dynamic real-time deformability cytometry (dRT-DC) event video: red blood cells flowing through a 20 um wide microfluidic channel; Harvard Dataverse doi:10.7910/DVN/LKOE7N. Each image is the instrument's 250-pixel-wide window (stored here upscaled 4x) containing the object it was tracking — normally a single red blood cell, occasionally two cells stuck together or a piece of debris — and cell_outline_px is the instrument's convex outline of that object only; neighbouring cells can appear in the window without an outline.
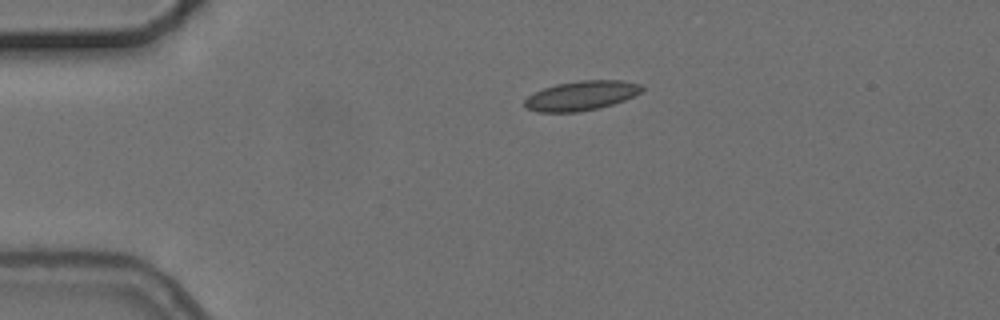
{"species": "common noctule bat (a hibernating species)", "species_latin": "Nyctalus noctula", "temperature_condition": "cold", "stored_images_in_passage": 2, "camera_frame_rate_fps": 3000, "um_per_image_px": 0.085, "animal": {"sex": "female", "body_mass_g": 24.6, "forearm_length_mm": 56.2}, "frame": {"image": 1, "passage_image": 1, "time_ms": 0.0, "image_size_px": [1000, 320], "cell_outline_px": [[644, 88], [640, 92], [624, 100], [600, 108], [576, 112], [540, 112], [524, 108], [524, 100], [528, 96], [544, 88], [556, 84], [580, 80], [620, 80], [640, 84]], "centroid_in_image_um": [49.39, 8.13], "position_along_channel_um": 35.6, "area_um2": 20.06}}